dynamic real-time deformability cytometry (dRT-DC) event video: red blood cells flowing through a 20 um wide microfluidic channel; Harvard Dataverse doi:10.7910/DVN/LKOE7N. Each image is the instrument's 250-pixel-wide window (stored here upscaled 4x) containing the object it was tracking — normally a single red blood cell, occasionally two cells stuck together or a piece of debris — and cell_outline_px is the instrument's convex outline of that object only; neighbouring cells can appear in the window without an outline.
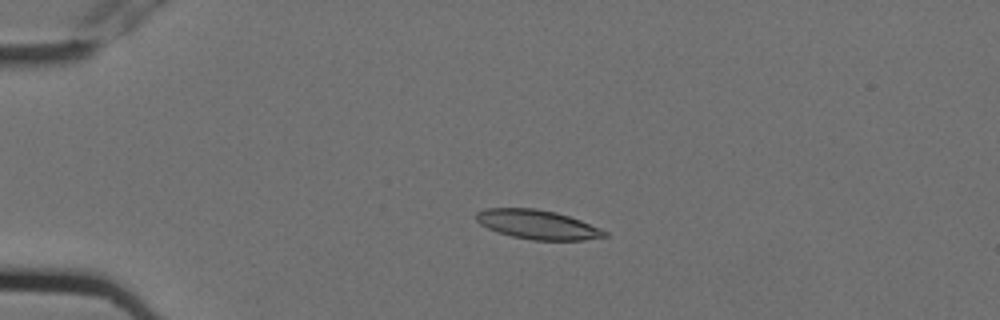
{"species": "Egyptian fruit bat (a non-hibernating species)", "species_latin": "Rousettus aegyptiacus", "temperature_condition": "cold", "stored_images_in_passage": 10, "camera_frame_rate_fps": 3000, "um_per_image_px": 0.085, "animal": {"sex": "female"}, "frame": {"image": 1, "passage_image": 4, "time_ms": 1.0, "image_size_px": [1000, 320], "cell_outline_px": [[608, 236], [584, 240], [532, 240], [512, 236], [488, 228], [480, 224], [476, 220], [476, 212], [484, 208], [536, 208], [556, 212], [580, 220], [600, 228], [608, 232]], "centroid_in_image_um": [45.69, 19.08], "position_along_channel_um": 39.3, "area_um2": 21.79}}
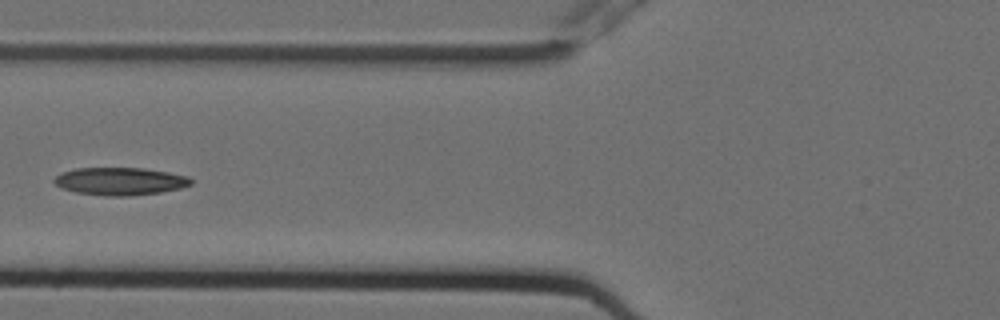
{"frame": {"image": 2, "passage_image": 7, "time_ms": 2.0, "image_size_px": [1000, 320], "cell_outline_px": [[192, 184], [180, 188], [160, 192], [132, 196], [104, 196], [76, 192], [60, 188], [52, 180], [56, 176], [64, 172], [76, 168], [144, 168], [168, 172], [188, 176], [192, 180]], "centroid_in_image_um": [10.21, 15.41], "position_along_channel_um": 115.6, "area_um2": 22.08}}
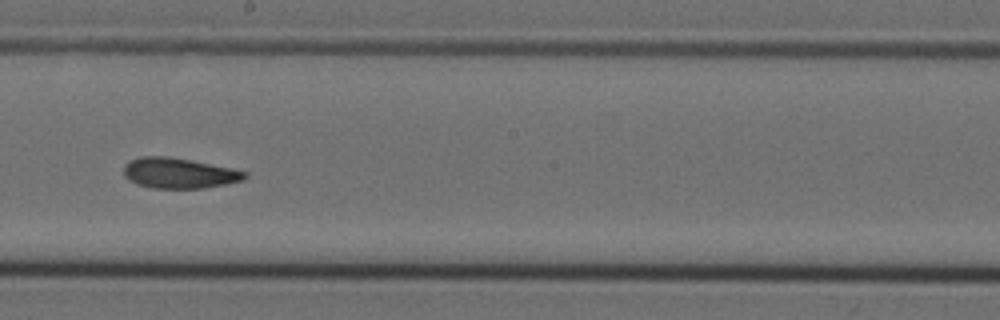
{"frame": {"image": 3, "passage_image": 10, "time_ms": 3.0, "image_size_px": [1000, 320], "cell_outline_px": [[248, 176], [244, 180], [204, 188], [152, 188], [136, 184], [128, 180], [124, 176], [124, 164], [140, 156], [168, 156], [232, 168], [248, 172]], "centroid_in_image_um": [15.21, 14.72], "position_along_channel_um": 233.0, "area_um2": 21.5}}